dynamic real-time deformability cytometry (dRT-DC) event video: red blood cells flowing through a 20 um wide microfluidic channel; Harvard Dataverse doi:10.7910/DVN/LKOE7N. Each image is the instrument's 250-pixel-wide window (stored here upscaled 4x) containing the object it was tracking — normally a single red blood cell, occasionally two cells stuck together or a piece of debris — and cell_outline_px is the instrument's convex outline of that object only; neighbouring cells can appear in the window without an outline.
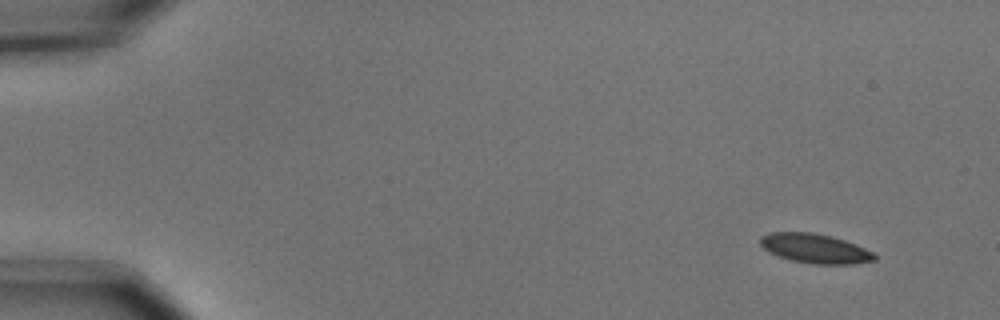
{"species": "common noctule bat (a hibernating species)", "species_latin": "Nyctalus noctula", "temperature_condition": "cold", "stored_images_in_passage": 8, "camera_frame_rate_fps": 3000, "um_per_image_px": 0.085, "animal": {"sex": "male", "body_mass_g": 15.6}, "frame": {"image": 1, "passage_image": 1, "time_ms": 0.0, "image_size_px": [1000, 320], "cell_outline_px": [[876, 260], [852, 264], [812, 264], [792, 260], [768, 252], [760, 244], [760, 236], [768, 232], [812, 232], [832, 236], [856, 244], [872, 252], [876, 256]], "centroid_in_image_um": [69.26, 21.11], "position_along_channel_um": 15.7, "area_um2": 19.59}}
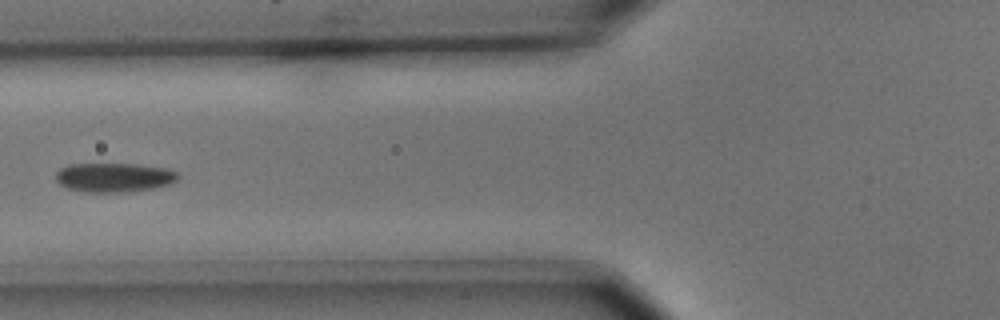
{"frame": {"image": 2, "passage_image": 6, "time_ms": 1.667, "image_size_px": [1000, 320], "cell_outline_px": [[180, 176], [172, 184], [152, 188], [124, 192], [84, 192], [68, 188], [60, 184], [56, 180], [56, 172], [60, 168], [68, 164], [136, 164], [164, 168], [176, 172]], "centroid_in_image_um": [9.68, 15.08], "position_along_channel_um": 116.1, "area_um2": 20.75}}
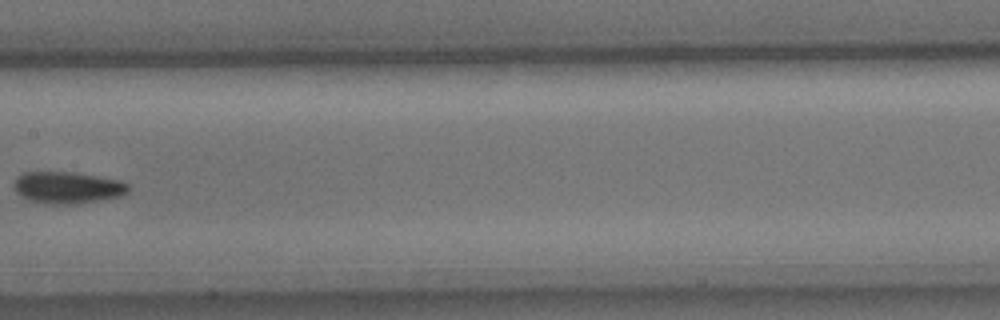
{"frame": {"image": 3, "passage_image": 8, "time_ms": 2.333, "image_size_px": [1000, 320], "cell_outline_px": [[128, 192], [120, 196], [100, 200], [76, 204], [44, 204], [28, 200], [20, 196], [16, 192], [12, 184], [16, 176], [24, 172], [72, 172], [120, 180], [128, 184]], "centroid_in_image_um": [5.68, 15.95], "position_along_channel_um": 201.7, "area_um2": 21.39}}